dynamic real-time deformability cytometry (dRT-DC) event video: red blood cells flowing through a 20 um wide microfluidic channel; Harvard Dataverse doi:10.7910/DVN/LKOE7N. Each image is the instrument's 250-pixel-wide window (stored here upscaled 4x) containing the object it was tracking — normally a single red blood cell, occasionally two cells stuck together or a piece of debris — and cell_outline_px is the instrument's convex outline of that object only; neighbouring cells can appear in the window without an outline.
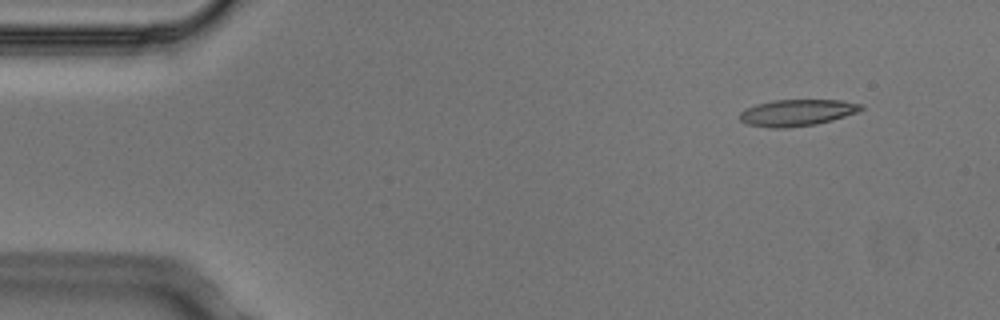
{"species": "Egyptian fruit bat (a non-hibernating species)", "species_latin": "Rousettus aegyptiacus", "temperature_condition": "cold", "stored_images_in_passage": 6, "camera_frame_rate_fps": 3000, "um_per_image_px": 0.085, "animal": {"sex": "male"}, "frame": {"image": 1, "passage_image": 2, "time_ms": 0.333, "image_size_px": [1000, 320], "cell_outline_px": [[864, 108], [856, 112], [832, 120], [816, 124], [784, 128], [768, 128], [748, 124], [740, 120], [740, 112], [756, 104], [772, 100], [840, 100], [864, 104]], "centroid_in_image_um": [67.75, 9.57], "position_along_channel_um": 17.3, "area_um2": 18.67}}
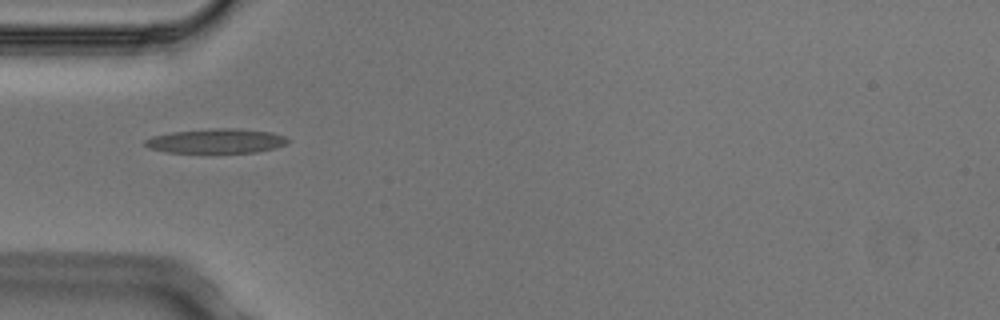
{"frame": {"image": 2, "passage_image": 5, "time_ms": 1.333, "image_size_px": [1000, 320], "cell_outline_px": [[288, 144], [276, 148], [256, 152], [168, 152], [148, 148], [144, 144], [144, 140], [152, 136], [172, 132], [216, 128], [236, 128], [272, 132], [284, 136], [288, 140]], "centroid_in_image_um": [18.4, 11.98], "position_along_channel_um": 66.6, "area_um2": 20.29}}
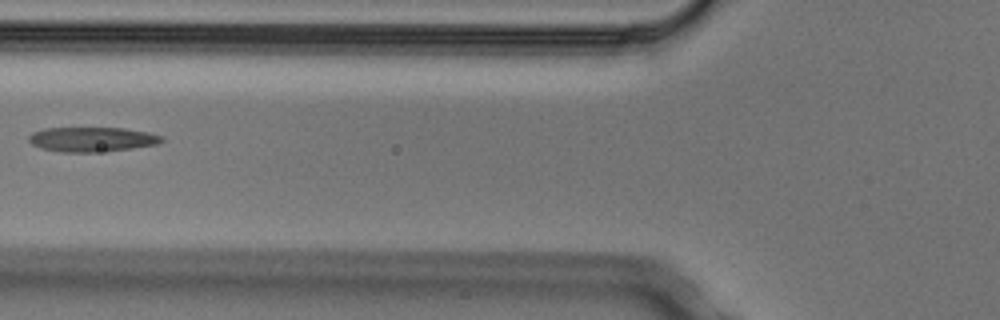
{"frame": {"image": 3, "passage_image": 6, "time_ms": 1.667, "image_size_px": [1000, 320], "cell_outline_px": [[164, 140], [160, 144], [132, 148], [96, 152], [60, 152], [40, 148], [32, 144], [28, 140], [28, 136], [32, 132], [44, 128], [124, 128], [148, 132], [160, 136]], "centroid_in_image_um": [7.79, 11.84], "position_along_channel_um": 118.0, "area_um2": 19.13}}